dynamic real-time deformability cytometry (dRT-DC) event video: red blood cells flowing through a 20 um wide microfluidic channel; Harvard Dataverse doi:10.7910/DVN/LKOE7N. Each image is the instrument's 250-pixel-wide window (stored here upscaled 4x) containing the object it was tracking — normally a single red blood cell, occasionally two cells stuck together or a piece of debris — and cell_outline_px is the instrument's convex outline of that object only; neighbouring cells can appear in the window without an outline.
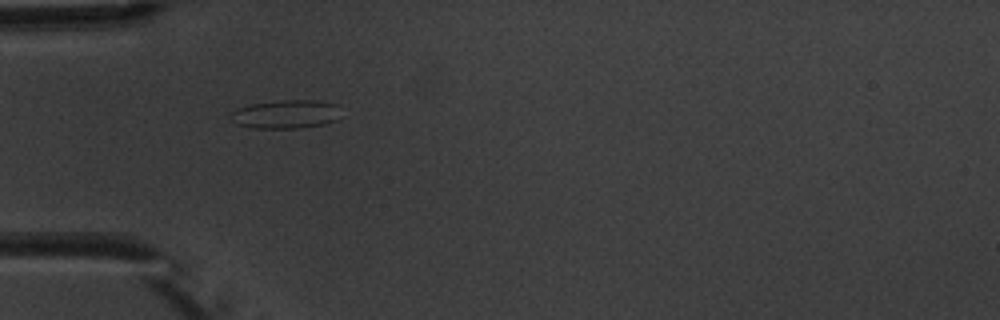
{"species": "common noctule bat (a hibernating species)", "species_latin": "Nyctalus noctula", "temperature_condition": "warm", "stored_images_in_passage": 1, "camera_frame_rate_fps": 3000, "um_per_image_px": 0.085, "animal": {"sex": "male", "body_mass_g": 20.1, "forearm_length_mm": 53.5}, "frame": {"image": 1, "passage_image": 1, "time_ms": 0.0, "image_size_px": [1000, 320], "cell_outline_px": [[340, 104], [336, 120], [324, 124], [300, 128], [252, 128], [236, 124], [232, 120], [232, 112], [236, 108], [248, 104], [280, 100], [312, 100]], "centroid_in_image_um": [24.28, 9.7], "position_along_channel_um": 60.7, "area_um2": 18.44}}